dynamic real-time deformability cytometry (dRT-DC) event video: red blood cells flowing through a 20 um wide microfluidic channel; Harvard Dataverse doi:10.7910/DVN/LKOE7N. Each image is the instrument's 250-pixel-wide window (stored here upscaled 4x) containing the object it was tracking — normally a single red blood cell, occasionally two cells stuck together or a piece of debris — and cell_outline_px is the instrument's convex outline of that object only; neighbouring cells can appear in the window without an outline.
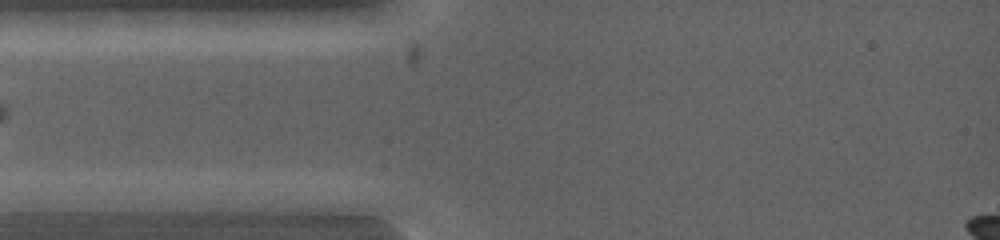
{"species": "common noctule bat (a hibernating species)", "species_latin": "Nyctalus noctula", "temperature_condition": "warm", "stored_images_in_passage": 2, "camera_frame_rate_fps": 5000, "um_per_image_px": 0.085, "animal": {"sex": "female", "body_mass_g": 19.0, "forearm_length_mm": 53.3}, "frame": {"image": 1, "passage_image": 1, "time_ms": 0.0, "image_size_px": [1000, 240], "cell_outline_px": [[124, 200], [112, 212], [16, 212], [16, 200], [32, 192], [112, 192]], "centroid_in_image_um": [5.83, 17.19], "position_along_channel_um": 79.2, "area_um2": 14.28}}